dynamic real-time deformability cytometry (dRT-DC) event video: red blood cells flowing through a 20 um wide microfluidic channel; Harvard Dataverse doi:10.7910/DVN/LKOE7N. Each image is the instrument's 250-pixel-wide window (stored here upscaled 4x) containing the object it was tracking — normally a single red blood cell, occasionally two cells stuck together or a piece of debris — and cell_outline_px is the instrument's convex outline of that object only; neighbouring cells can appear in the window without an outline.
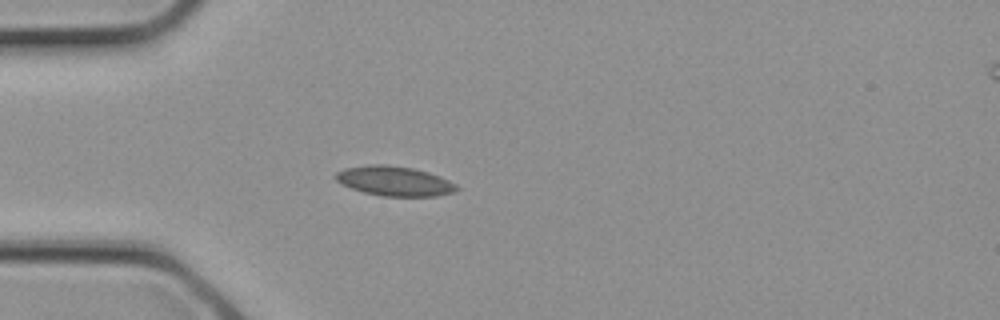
{"species": "common noctule bat (a hibernating species)", "species_latin": "Nyctalus noctula", "temperature_condition": "cold", "stored_images_in_passage": 3, "camera_frame_rate_fps": 3000, "um_per_image_px": 0.085, "animal": {"sex": "female", "body_mass_g": 21.9}, "frame": {"image": 1, "passage_image": 2, "time_ms": 0.333, "image_size_px": [1000, 320], "cell_outline_px": [[460, 188], [452, 192], [436, 196], [380, 196], [364, 192], [352, 188], [336, 180], [332, 176], [336, 172], [344, 168], [368, 164], [384, 164], [412, 168], [428, 172], [440, 176], [456, 184]], "centroid_in_image_um": [33.51, 15.38], "position_along_channel_um": 51.5, "area_um2": 20.92}}